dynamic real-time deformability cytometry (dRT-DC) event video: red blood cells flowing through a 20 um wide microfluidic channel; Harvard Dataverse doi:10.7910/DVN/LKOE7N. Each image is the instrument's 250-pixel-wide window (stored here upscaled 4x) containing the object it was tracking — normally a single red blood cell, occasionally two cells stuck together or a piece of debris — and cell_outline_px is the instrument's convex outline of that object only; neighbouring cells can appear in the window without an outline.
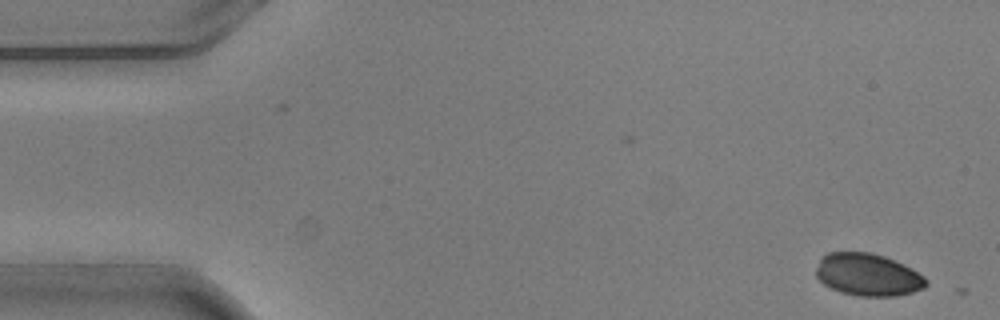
{"species": "common noctule bat (a hibernating species)", "species_latin": "Nyctalus noctula", "temperature_condition": "warm", "stored_images_in_passage": 5, "camera_frame_rate_fps": 3000, "um_per_image_px": 0.085, "animal": {"sex": "male", "body_mass_g": 20.5, "forearm_length_mm": 52.5}, "frame": {"image": 1, "passage_image": 1, "time_ms": 0.0, "image_size_px": [1000, 320], "cell_outline_px": [[928, 284], [924, 288], [912, 292], [896, 296], [860, 296], [840, 292], [824, 284], [816, 276], [816, 268], [820, 256], [828, 252], [872, 252], [884, 256], [912, 268], [924, 276], [928, 280]], "centroid_in_image_um": [73.77, 23.34], "position_along_channel_um": 11.2, "area_um2": 27.34}}